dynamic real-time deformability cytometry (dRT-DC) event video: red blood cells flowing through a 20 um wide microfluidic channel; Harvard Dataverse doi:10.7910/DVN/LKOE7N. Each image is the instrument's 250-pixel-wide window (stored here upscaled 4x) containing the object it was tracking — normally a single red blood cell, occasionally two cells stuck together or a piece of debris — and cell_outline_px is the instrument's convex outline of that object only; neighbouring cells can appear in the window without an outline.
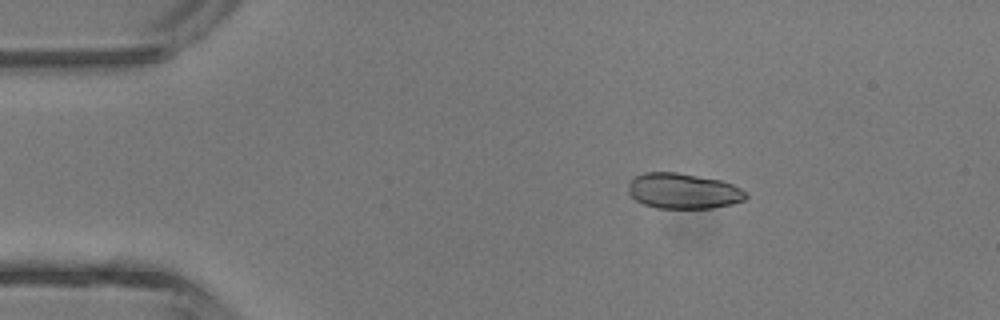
{"species": "common noctule bat (a hibernating species)", "species_latin": "Nyctalus noctula", "temperature_condition": "room temperature", "stored_images_in_passage": 5, "camera_frame_rate_fps": 3000, "um_per_image_px": 0.085, "animal": {"sex": "male", "body_mass_g": 13.3}, "frame": {"image": 1, "passage_image": 3, "time_ms": 2.333, "image_size_px": [1000, 320], "cell_outline_px": [[748, 196], [744, 200], [732, 204], [712, 208], [656, 208], [644, 204], [636, 200], [628, 192], [628, 180], [644, 172], [676, 172], [720, 180], [732, 184], [740, 188]], "centroid_in_image_um": [58.04, 16.23], "position_along_channel_um": 27.0, "area_um2": 24.33}}
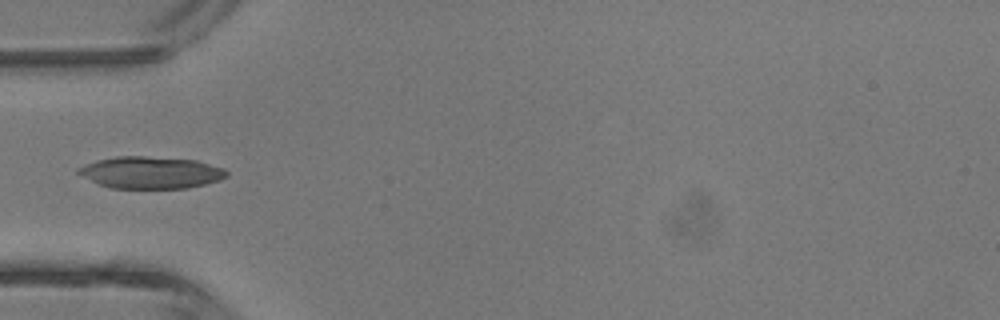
{"frame": {"image": 2, "passage_image": 5, "time_ms": 4.667, "image_size_px": [1000, 320], "cell_outline_px": [[228, 176], [220, 180], [188, 188], [112, 188], [100, 184], [76, 172], [76, 168], [84, 164], [96, 160], [116, 156], [144, 156], [196, 160], [224, 168], [228, 172]], "centroid_in_image_um": [12.83, 14.66], "position_along_channel_um": 72.2, "area_um2": 27.57}}